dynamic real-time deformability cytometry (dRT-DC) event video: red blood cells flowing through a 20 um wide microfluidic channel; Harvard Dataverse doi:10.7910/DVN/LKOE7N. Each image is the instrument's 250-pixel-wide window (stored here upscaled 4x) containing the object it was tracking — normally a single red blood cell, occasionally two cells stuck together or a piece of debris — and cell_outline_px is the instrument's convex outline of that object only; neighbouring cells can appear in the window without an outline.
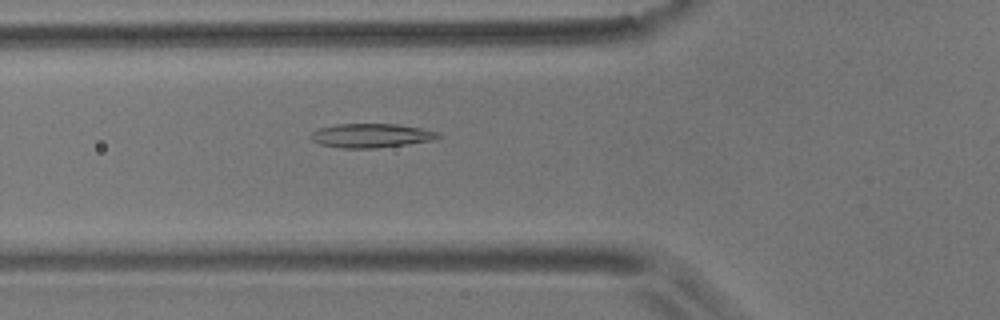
{"species": "common noctule bat (a hibernating species)", "species_latin": "Nyctalus noctula", "temperature_condition": "room temperature", "stored_images_in_passage": 5, "camera_frame_rate_fps": 3000, "um_per_image_px": 0.085, "animal": {"sex": "male", "body_mass_g": 17.9}, "frame": {"image": 1, "passage_image": 5, "time_ms": 1.333, "image_size_px": [1000, 320], "cell_outline_px": [[440, 136], [432, 140], [408, 144], [376, 148], [340, 148], [320, 144], [312, 140], [308, 136], [312, 132], [320, 128], [336, 124], [400, 124], [440, 132]], "centroid_in_image_um": [31.53, 11.52], "position_along_channel_um": 94.3, "area_um2": 17.86}}